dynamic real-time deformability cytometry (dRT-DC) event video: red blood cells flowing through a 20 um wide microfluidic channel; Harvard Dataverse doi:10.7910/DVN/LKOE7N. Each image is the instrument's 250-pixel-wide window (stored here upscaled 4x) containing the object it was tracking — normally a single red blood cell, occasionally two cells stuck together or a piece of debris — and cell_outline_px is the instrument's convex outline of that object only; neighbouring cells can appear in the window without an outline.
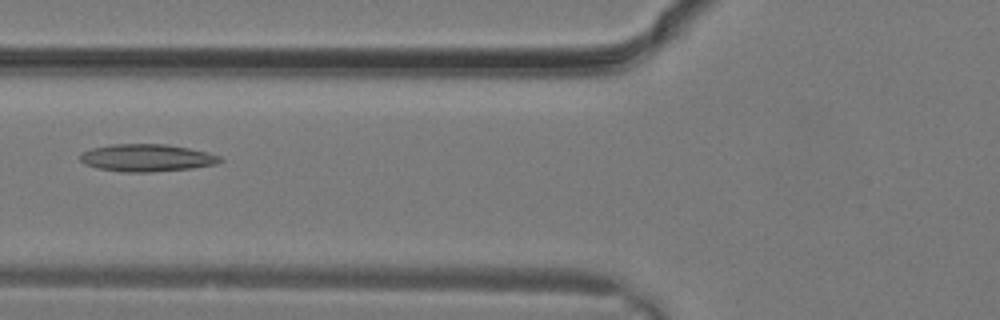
{"species": "common noctule bat (a hibernating species)", "species_latin": "Nyctalus noctula", "temperature_condition": "warm", "stored_images_in_passage": 30, "camera_frame_rate_fps": 3000, "um_per_image_px": 0.085, "animal": {"sex": "male", "body_mass_g": 19.2, "forearm_length_mm": 51.8}, "frame": {"image": 1, "passage_image": 12, "time_ms": 3.667, "image_size_px": [1000, 320], "cell_outline_px": [[224, 160], [216, 164], [192, 168], [152, 172], [120, 172], [96, 168], [84, 164], [80, 160], [80, 152], [92, 148], [112, 144], [164, 144], [188, 148], [208, 152], [220, 156]], "centroid_in_image_um": [12.45, 13.42], "position_along_channel_um": 113.3, "area_um2": 22.48}}
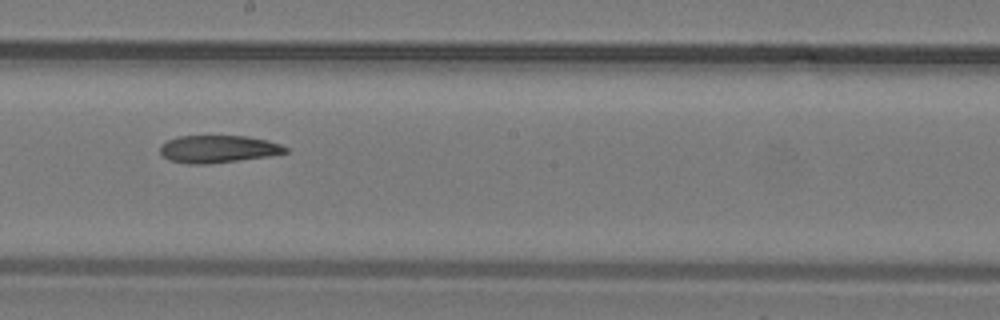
{"frame": {"image": 2, "passage_image": 17, "time_ms": 5.333, "image_size_px": [1000, 320], "cell_outline_px": [[288, 152], [268, 156], [208, 164], [188, 164], [168, 160], [160, 152], [160, 144], [176, 136], [248, 136], [268, 140], [280, 144], [288, 148]], "centroid_in_image_um": [18.52, 12.66], "position_along_channel_um": 229.7, "area_um2": 20.11}}
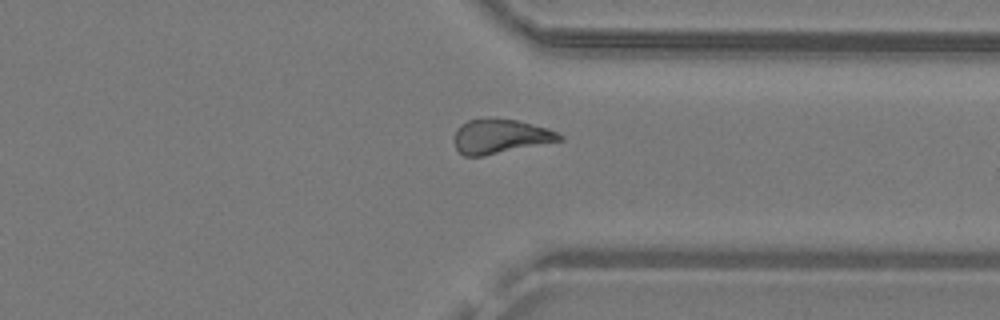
{"frame": {"image": 3, "passage_image": 23, "time_ms": 7.333, "image_size_px": [1000, 320], "cell_outline_px": [[564, 140], [484, 156], [464, 156], [456, 148], [456, 128], [460, 124], [468, 120], [516, 120], [544, 128], [556, 132], [564, 136]], "centroid_in_image_um": [42.54, 11.63], "position_along_channel_um": 368.9, "area_um2": 20.46}}